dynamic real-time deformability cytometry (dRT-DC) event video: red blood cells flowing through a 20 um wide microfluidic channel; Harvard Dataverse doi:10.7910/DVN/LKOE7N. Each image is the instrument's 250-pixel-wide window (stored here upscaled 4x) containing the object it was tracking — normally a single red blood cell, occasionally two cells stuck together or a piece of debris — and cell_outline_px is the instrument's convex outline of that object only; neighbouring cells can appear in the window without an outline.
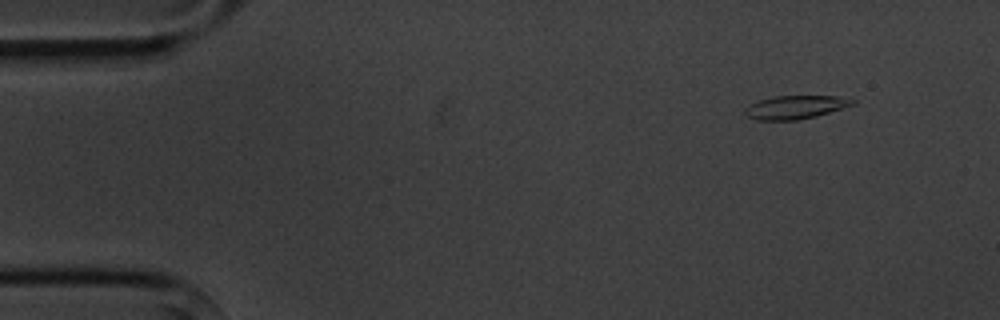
{"species": "common noctule bat (a hibernating species)", "species_latin": "Nyctalus noctula", "temperature_condition": "cold", "stored_images_in_passage": 6, "camera_frame_rate_fps": 3000, "um_per_image_px": 0.085, "animal": {"sex": "male", "body_mass_g": 20.1, "forearm_length_mm": 53.5}, "frame": {"image": 1, "passage_image": 2, "time_ms": 1.333, "image_size_px": [1000, 320], "cell_outline_px": [[856, 104], [816, 116], [796, 120], [756, 120], [748, 116], [744, 112], [744, 108], [760, 100], [776, 96], [840, 96], [856, 100]], "centroid_in_image_um": [67.64, 9.11], "position_along_channel_um": 17.4, "area_um2": 14.57}}
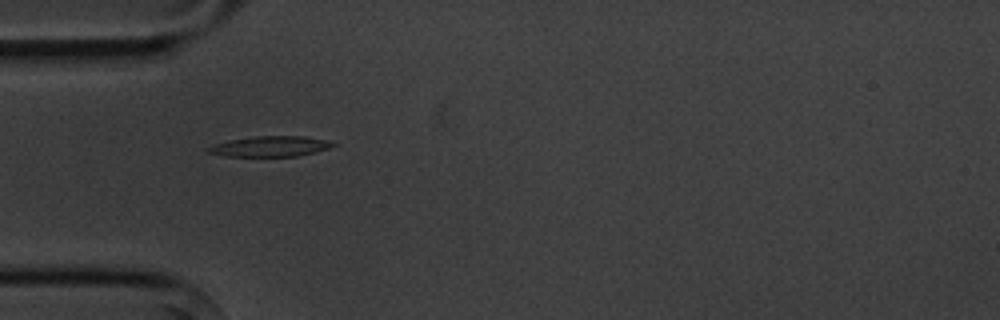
{"frame": {"image": 2, "passage_image": 5, "time_ms": 5.0, "image_size_px": [1000, 320], "cell_outline_px": [[336, 144], [328, 148], [316, 152], [296, 156], [224, 156], [208, 152], [204, 148], [216, 144], [232, 140], [256, 136], [304, 136], [324, 140]], "centroid_in_image_um": [22.95, 12.45], "position_along_channel_um": 62.1, "area_um2": 14.57}}
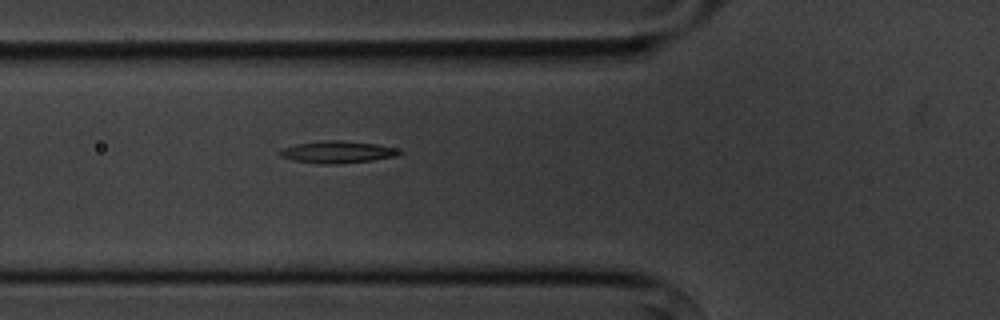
{"frame": {"image": 3, "passage_image": 6, "time_ms": 6.0, "image_size_px": [1000, 320], "cell_outline_px": [[404, 152], [400, 156], [372, 160], [340, 164], [316, 164], [292, 160], [280, 156], [276, 152], [284, 148], [296, 144], [324, 140], [344, 140], [376, 144], [396, 148]], "centroid_in_image_um": [28.7, 12.93], "position_along_channel_um": 97.1, "area_um2": 15.66}}